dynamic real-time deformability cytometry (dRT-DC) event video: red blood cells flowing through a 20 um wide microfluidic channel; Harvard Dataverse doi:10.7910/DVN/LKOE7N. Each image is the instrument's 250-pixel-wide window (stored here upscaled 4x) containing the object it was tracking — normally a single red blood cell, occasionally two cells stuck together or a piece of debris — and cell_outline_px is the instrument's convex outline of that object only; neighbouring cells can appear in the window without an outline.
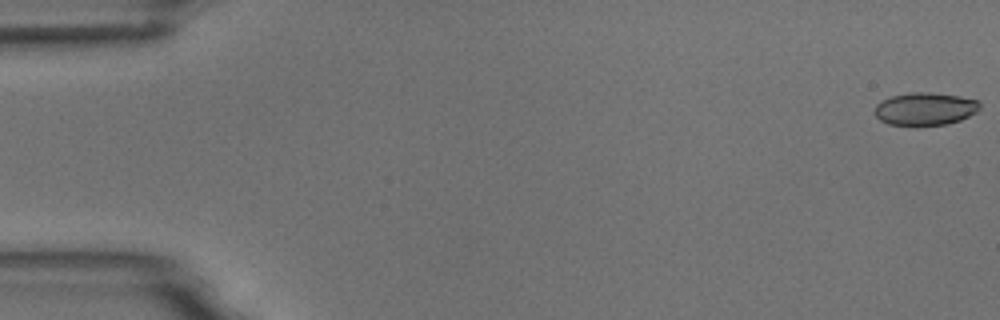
{"species": "common noctule bat (a hibernating species)", "species_latin": "Nyctalus noctula", "temperature_condition": "room temperature", "stored_images_in_passage": 3, "camera_frame_rate_fps": 3000, "um_per_image_px": 0.085, "animal": {"sex": "male", "body_mass_g": 18.8}, "frame": {"image": 1, "passage_image": 1, "time_ms": 0.0, "image_size_px": [1000, 320], "cell_outline_px": [[980, 108], [976, 112], [960, 120], [948, 124], [888, 124], [880, 120], [876, 116], [876, 104], [892, 96], [912, 92], [928, 92], [960, 96], [980, 100]], "centroid_in_image_um": [78.68, 9.23], "position_along_channel_um": 6.3, "area_um2": 19.71}}